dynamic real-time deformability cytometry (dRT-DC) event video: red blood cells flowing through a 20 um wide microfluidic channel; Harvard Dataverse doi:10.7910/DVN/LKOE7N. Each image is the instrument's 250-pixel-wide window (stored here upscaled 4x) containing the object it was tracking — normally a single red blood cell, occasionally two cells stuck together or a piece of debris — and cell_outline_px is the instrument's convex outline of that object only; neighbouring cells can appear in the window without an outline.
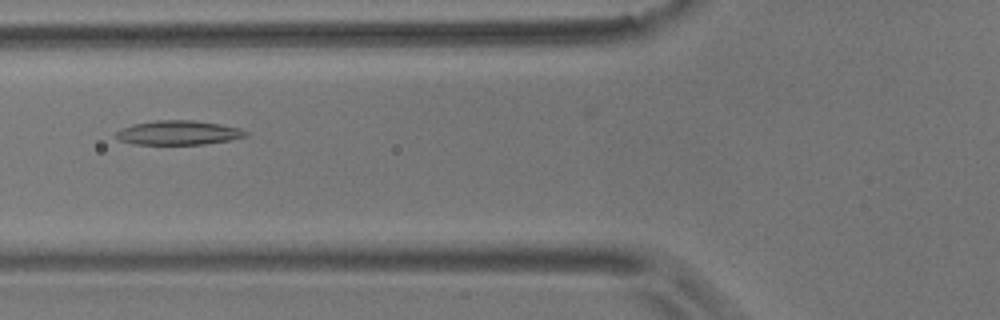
{"species": "common noctule bat (a hibernating species)", "species_latin": "Nyctalus noctula", "temperature_condition": "room temperature", "stored_images_in_passage": 3, "camera_frame_rate_fps": 3000, "um_per_image_px": 0.085, "animal": {"sex": "male", "body_mass_g": 17.9}, "frame": {"image": 1, "passage_image": 2, "time_ms": 1.333, "image_size_px": [1000, 320], "cell_outline_px": [[248, 136], [228, 140], [204, 144], [132, 144], [120, 140], [116, 136], [116, 132], [132, 124], [156, 120], [192, 120], [220, 124], [240, 128], [248, 132]], "centroid_in_image_um": [15.18, 11.28], "position_along_channel_um": 110.6, "area_um2": 18.21}}
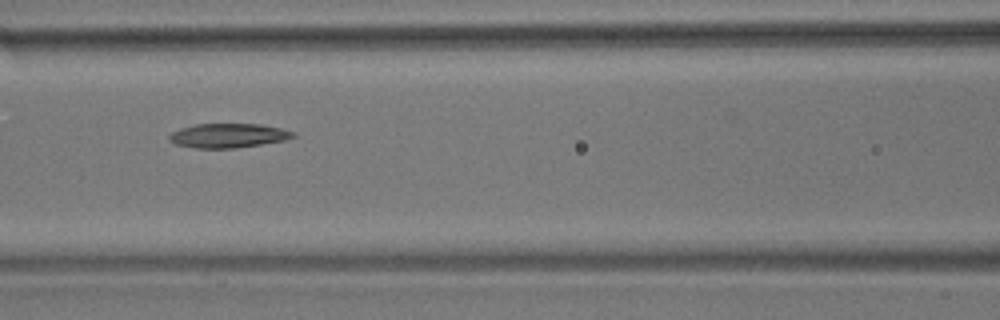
{"frame": {"image": 2, "passage_image": 3, "time_ms": 2.333, "image_size_px": [1000, 320], "cell_outline_px": [[296, 136], [284, 140], [236, 148], [196, 148], [176, 144], [168, 140], [168, 136], [172, 132], [180, 128], [196, 124], [260, 124], [284, 128], [296, 132]], "centroid_in_image_um": [19.42, 11.52], "position_along_channel_um": 147.2, "area_um2": 17.57}}